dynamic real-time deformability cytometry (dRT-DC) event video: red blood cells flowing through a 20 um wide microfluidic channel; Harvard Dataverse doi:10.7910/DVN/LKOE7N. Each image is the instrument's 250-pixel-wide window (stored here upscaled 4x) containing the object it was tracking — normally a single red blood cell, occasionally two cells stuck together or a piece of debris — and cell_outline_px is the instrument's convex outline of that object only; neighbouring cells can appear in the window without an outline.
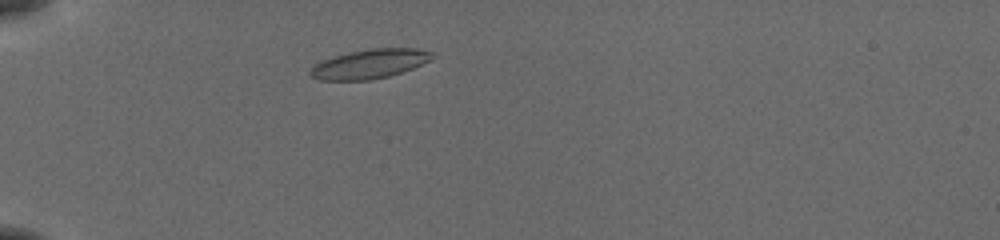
{"species": "common noctule bat (a hibernating species)", "species_latin": "Nyctalus noctula", "temperature_condition": "cold", "stored_images_in_passage": 43, "camera_frame_rate_fps": 3000, "um_per_image_px": 0.085, "animal": {"sex": "female", "body_mass_g": 19.5, "forearm_length_mm": 54.1}, "frame": {"image": 1, "passage_image": 6, "time_ms": 1.667, "image_size_px": [1000, 240], "cell_outline_px": [[436, 56], [432, 60], [412, 68], [388, 76], [372, 80], [320, 80], [312, 76], [308, 72], [320, 60], [332, 56], [372, 48], [416, 48], [432, 52]], "centroid_in_image_um": [31.44, 5.42], "position_along_channel_um": 53.6, "area_um2": 20.75}}
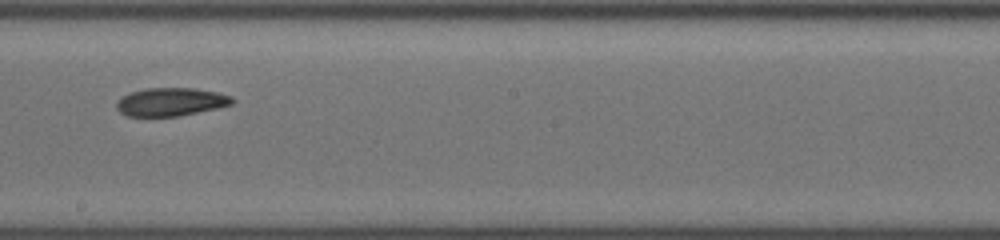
{"frame": {"image": 2, "passage_image": 22, "time_ms": 7.0, "image_size_px": [1000, 240], "cell_outline_px": [[236, 100], [232, 104], [216, 108], [176, 116], [128, 116], [120, 112], [116, 108], [116, 104], [124, 96], [132, 92], [144, 88], [196, 88], [216, 92], [232, 96]], "centroid_in_image_um": [14.55, 8.65], "position_along_channel_um": 233.7, "area_um2": 18.79}}
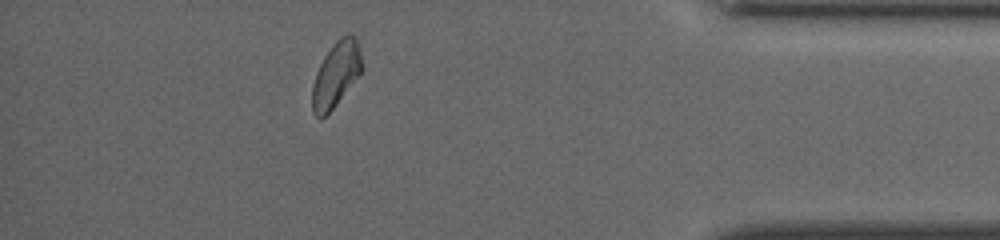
{"frame": {"image": 3, "passage_image": 38, "time_ms": 12.333, "image_size_px": [1000, 240], "cell_outline_px": [[364, 68], [332, 108], [320, 120], [312, 112], [312, 84], [316, 72], [324, 56], [332, 44], [340, 36], [348, 32], [352, 32], [356, 36], [360, 48]], "centroid_in_image_um": [28.57, 6.25], "position_along_channel_um": 406.6, "area_um2": 19.02}, "authors_computed_cell_mechanics": {"area_um2": 19.3052, "velocity_mm_per_s": 3.8365, "shape_relaxation_time_tau1_ms": null, "shape_relaxation_time_tau2_ms": 5.0127, "deformation_change_tau1": null, "deformation_change_tau2": 0.0919}}